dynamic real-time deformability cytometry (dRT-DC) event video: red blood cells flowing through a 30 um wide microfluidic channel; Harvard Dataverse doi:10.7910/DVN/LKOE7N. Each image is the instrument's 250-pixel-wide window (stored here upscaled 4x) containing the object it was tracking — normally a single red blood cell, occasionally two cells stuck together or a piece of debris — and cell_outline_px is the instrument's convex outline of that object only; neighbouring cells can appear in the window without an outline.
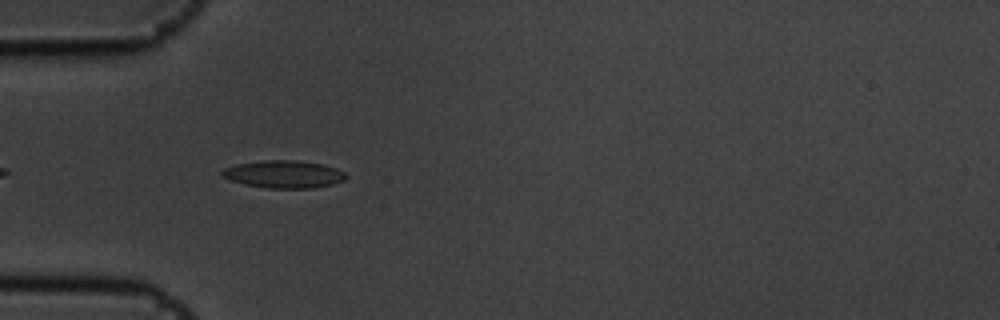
{"species": "common noctule bat (a hibernating species)", "species_latin": "Nyctalus noctula", "temperature_condition": "cold", "stored_images_in_passage": 39, "camera_frame_rate_fps": 3000, "um_per_image_px": 0.085, "animal": {"sex": "male", "body_mass_g": 19.5, "forearm_length_mm": 54.6}, "frame": {"image": 1, "passage_image": 4, "time_ms": 1.0, "image_size_px": [1000, 320], "cell_outline_px": [[348, 176], [344, 180], [332, 184], [312, 188], [268, 188], [244, 184], [220, 176], [220, 172], [224, 168], [236, 164], [264, 160], [296, 160], [324, 164], [336, 168], [344, 172]], "centroid_in_image_um": [24.12, 14.8], "position_along_channel_um": 60.9, "area_um2": 19.94}}
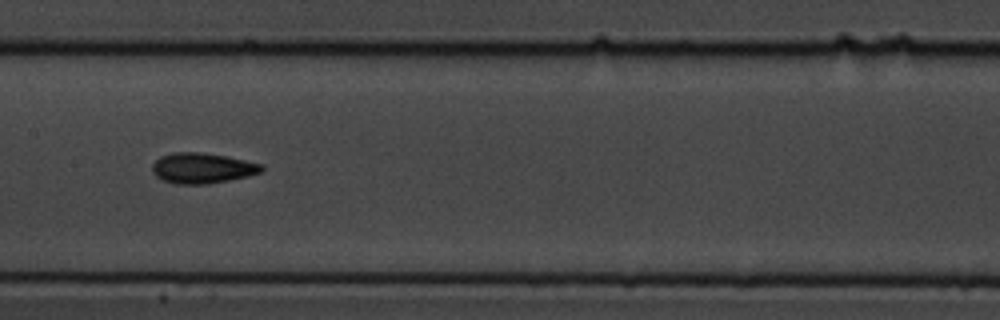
{"frame": {"image": 2, "passage_image": 15, "time_ms": 4.667, "image_size_px": [1000, 320], "cell_outline_px": [[264, 168], [260, 172], [248, 176], [208, 184], [172, 184], [156, 176], [152, 172], [152, 164], [160, 156], [176, 152], [200, 152], [224, 156], [264, 164]], "centroid_in_image_um": [17.17, 14.29], "position_along_channel_um": 190.2, "area_um2": 19.36}}
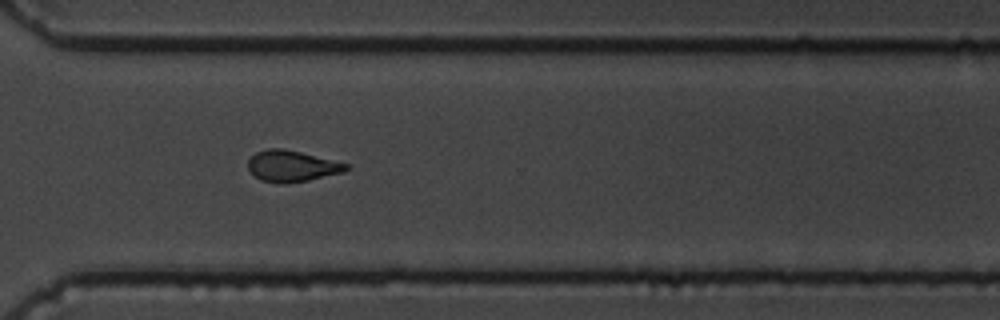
{"frame": {"image": 3, "passage_image": 28, "time_ms": 9.0, "image_size_px": [1000, 320], "cell_outline_px": [[348, 168], [344, 172], [308, 180], [288, 184], [280, 184], [260, 180], [248, 168], [248, 160], [256, 152], [268, 148], [284, 148], [348, 164]], "centroid_in_image_um": [24.78, 14.12], "position_along_channel_um": 345.8, "area_um2": 17.74}, "authors_computed_cell_mechanics": {"area_um2": 18.0914, "velocity_mm_per_s": 3.6066, "shape_relaxation_time_tau1_ms": 3.9607, "shape_relaxation_time_tau2_ms": 3.1073, "deformation_change_tau1": 0.1252, "deformation_change_tau2": 0.0896}}